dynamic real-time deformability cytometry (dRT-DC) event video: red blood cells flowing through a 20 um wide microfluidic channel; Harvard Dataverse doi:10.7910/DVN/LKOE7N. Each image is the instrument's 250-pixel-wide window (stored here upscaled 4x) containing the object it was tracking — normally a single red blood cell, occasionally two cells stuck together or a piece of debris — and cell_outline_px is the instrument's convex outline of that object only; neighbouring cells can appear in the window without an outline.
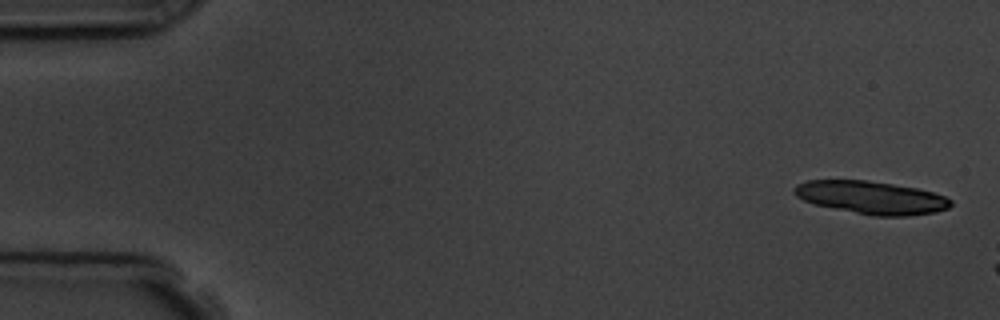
{"species": "common noctule bat (a hibernating species)", "species_latin": "Nyctalus noctula", "temperature_condition": "room temperature", "stored_images_in_passage": 2, "camera_frame_rate_fps": 3000, "um_per_image_px": 0.085, "animal": {"sex": "male", "body_mass_g": 19.5, "forearm_length_mm": 54.6}, "frame": {"image": 1, "passage_image": 1, "time_ms": 0.0, "image_size_px": [1000, 320], "cell_outline_px": [[952, 204], [948, 208], [936, 212], [908, 216], [872, 216], [816, 204], [804, 200], [796, 196], [792, 192], [792, 188], [796, 184], [808, 180], [868, 180], [916, 188], [932, 192], [944, 196], [952, 200]], "centroid_in_image_um": [74.05, 16.79], "position_along_channel_um": 10.9, "area_um2": 29.94}}